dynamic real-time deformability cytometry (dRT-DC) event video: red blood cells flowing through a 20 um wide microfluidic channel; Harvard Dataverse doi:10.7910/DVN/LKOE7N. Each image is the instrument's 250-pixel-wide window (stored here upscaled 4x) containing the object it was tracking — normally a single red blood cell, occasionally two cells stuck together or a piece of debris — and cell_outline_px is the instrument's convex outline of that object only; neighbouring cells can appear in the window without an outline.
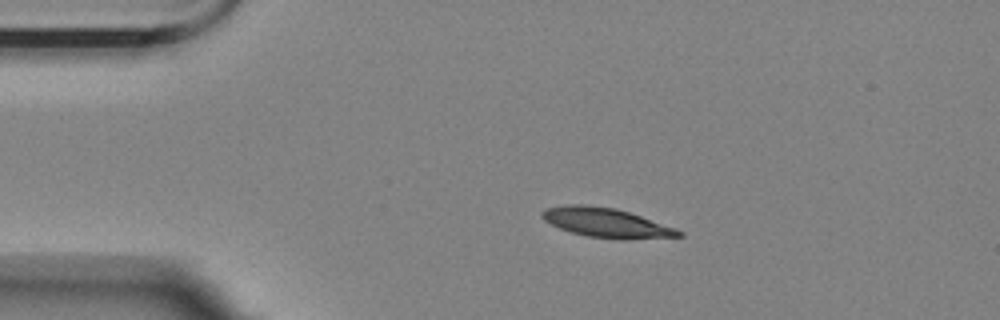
{"species": "Egyptian fruit bat (a non-hibernating species)", "species_latin": "Rousettus aegyptiacus", "temperature_condition": "room temperature", "stored_images_in_passage": 4, "camera_frame_rate_fps": 3000, "um_per_image_px": 0.085, "animal": {"sex": "female"}, "frame": {"image": 1, "passage_image": 2, "time_ms": 1.333, "image_size_px": [1000, 320], "cell_outline_px": [[684, 236], [628, 240], [620, 240], [588, 236], [572, 232], [560, 228], [544, 220], [540, 216], [540, 212], [548, 208], [568, 204], [584, 204], [616, 208], [676, 228], [684, 232]], "centroid_in_image_um": [51.56, 18.94], "position_along_channel_um": 33.4, "area_um2": 23.47}}